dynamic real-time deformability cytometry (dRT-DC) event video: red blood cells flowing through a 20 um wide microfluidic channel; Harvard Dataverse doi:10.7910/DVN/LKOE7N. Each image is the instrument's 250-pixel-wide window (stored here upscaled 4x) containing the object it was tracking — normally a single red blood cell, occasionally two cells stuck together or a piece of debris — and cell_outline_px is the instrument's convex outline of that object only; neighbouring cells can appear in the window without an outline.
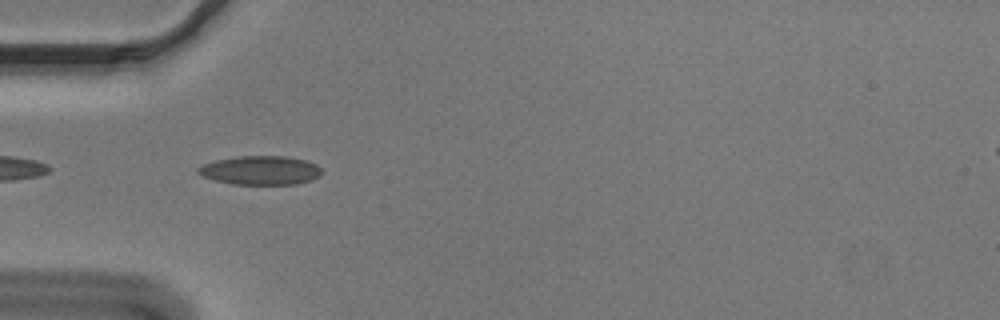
{"species": "Egyptian fruit bat (a non-hibernating species)", "species_latin": "Rousettus aegyptiacus", "temperature_condition": "cold", "stored_images_in_passage": 39, "camera_frame_rate_fps": 3000, "um_per_image_px": 0.085, "animal": {"sex": "male"}, "frame": {"image": 1, "passage_image": 2, "time_ms": 0.333, "image_size_px": [1000, 320], "cell_outline_px": [[324, 172], [320, 176], [312, 180], [296, 184], [232, 184], [216, 180], [204, 176], [196, 172], [196, 168], [204, 164], [216, 160], [236, 156], [288, 156], [308, 160], [316, 164]], "centroid_in_image_um": [22.19, 14.47], "position_along_channel_um": 62.8, "area_um2": 20.98}}
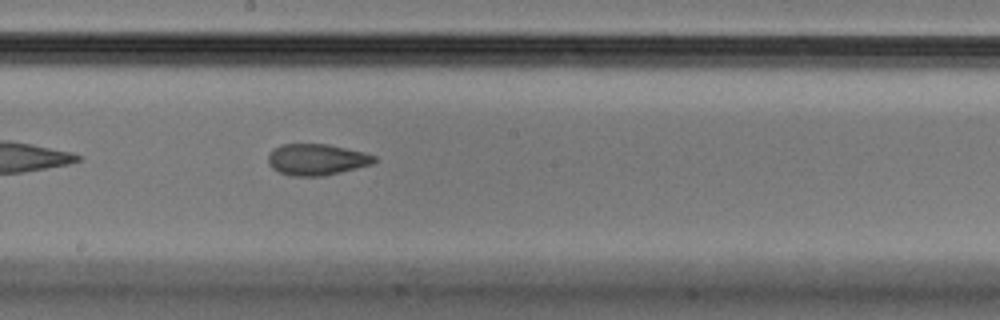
{"frame": {"image": 2, "passage_image": 15, "time_ms": 4.667, "image_size_px": [1000, 320], "cell_outline_px": [[376, 160], [372, 164], [324, 176], [292, 176], [280, 172], [272, 168], [268, 164], [268, 152], [280, 144], [328, 144], [364, 152], [376, 156]], "centroid_in_image_um": [26.89, 13.55], "position_along_channel_um": 221.3, "area_um2": 19.42}}
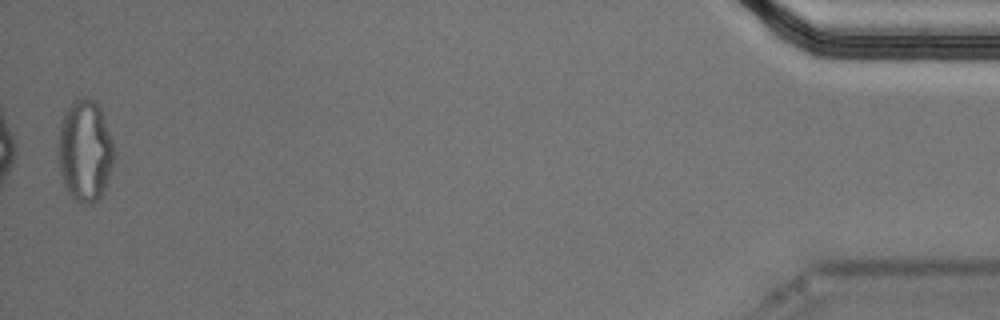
{"frame": {"image": 3, "passage_image": 39, "time_ms": 12.667, "image_size_px": [1000, 320], "cell_outline_px": [[116, 152], [112, 168], [100, 200], [92, 204], [84, 204], [72, 200], [64, 188], [60, 176], [60, 124], [72, 100], [76, 96], [92, 96], [100, 108], [104, 116]], "centroid_in_image_um": [7.25, 12.83], "position_along_channel_um": 427.9, "area_um2": 33.64}, "authors_computed_cell_mechanics": {"area_um2": 20.0566, "velocity_mm_per_s": 3.6761, "shape_relaxation_time_tau1_ms": 9.8958, "shape_relaxation_time_tau2_ms": 2.8921, "deformation_change_tau1": 0.1837, "deformation_change_tau2": 0.0993}}